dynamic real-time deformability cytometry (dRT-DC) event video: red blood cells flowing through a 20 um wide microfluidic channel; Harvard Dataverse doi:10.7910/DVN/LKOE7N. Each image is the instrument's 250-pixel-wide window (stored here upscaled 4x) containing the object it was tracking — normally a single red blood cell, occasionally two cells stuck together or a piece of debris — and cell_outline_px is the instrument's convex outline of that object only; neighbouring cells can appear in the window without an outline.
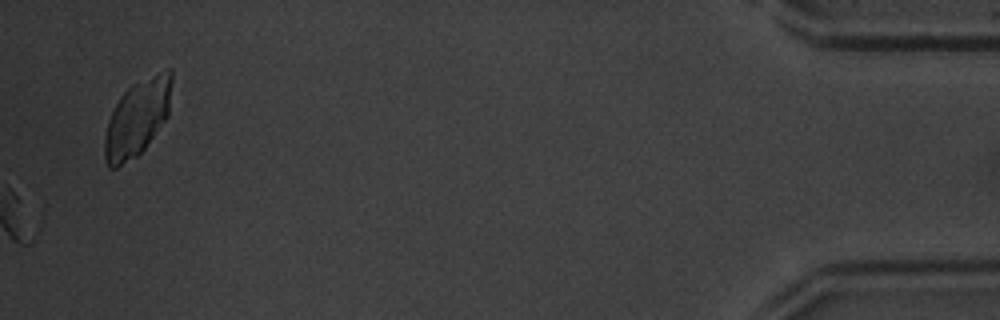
{"species": "common noctule bat (a hibernating species)", "species_latin": "Nyctalus noctula", "temperature_condition": "warm", "stored_images_in_passage": 48, "camera_frame_rate_fps": 3000, "um_per_image_px": 0.085, "animal": {"sex": "male", "body_mass_g": 20.1, "forearm_length_mm": 53.5}, "frame": {"image": 1, "passage_image": 48, "time_ms": 15.667, "image_size_px": [1000, 320], "cell_outline_px": [[172, 80], [168, 116], [144, 148], [136, 156], [116, 168], [108, 168], [104, 160], [104, 136], [108, 120], [120, 96], [132, 84], [168, 68], [172, 68]], "centroid_in_image_um": [11.65, 10.02], "position_along_channel_um": 423.5, "area_um2": 29.77}, "authors_computed_cell_mechanics": {"area_um2": 18.4382, "velocity_mm_per_s": 4.2417, "shape_relaxation_time_tau1_ms": 4.4402, "shape_relaxation_time_tau2_ms": 3.5541, "deformation_change_tau1": 0.14, "deformation_change_tau2": 0.1219}}